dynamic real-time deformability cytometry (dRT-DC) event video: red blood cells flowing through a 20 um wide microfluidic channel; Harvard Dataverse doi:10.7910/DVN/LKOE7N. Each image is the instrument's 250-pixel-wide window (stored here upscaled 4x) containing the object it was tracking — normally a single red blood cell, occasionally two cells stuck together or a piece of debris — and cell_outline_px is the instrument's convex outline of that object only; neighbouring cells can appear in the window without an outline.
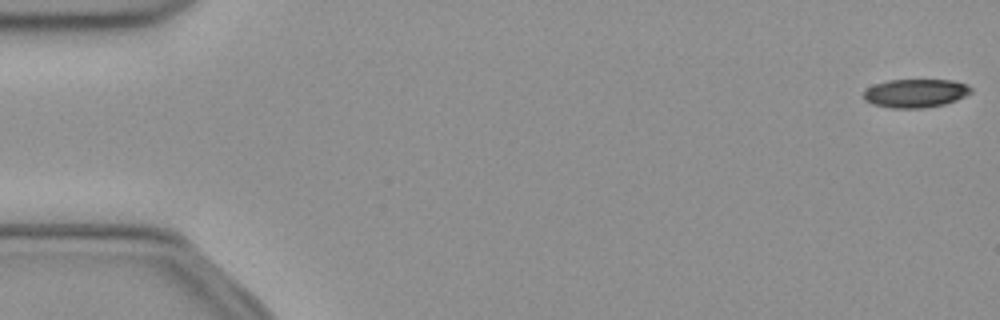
{"species": "common noctule bat (a hibernating species)", "species_latin": "Nyctalus noctula", "temperature_condition": "cold", "stored_images_in_passage": 52, "camera_frame_rate_fps": 3000, "um_per_image_px": 0.085, "animal": {"sex": "female", "body_mass_g": 21.9}, "frame": {"image": 1, "passage_image": 1, "time_ms": 0.0, "image_size_px": [1000, 320], "cell_outline_px": [[972, 92], [956, 100], [944, 104], [924, 108], [892, 108], [872, 104], [864, 100], [864, 92], [868, 88], [876, 84], [888, 80], [952, 80], [968, 84], [972, 88]], "centroid_in_image_um": [77.84, 7.92], "position_along_channel_um": 7.2, "area_um2": 17.8}}
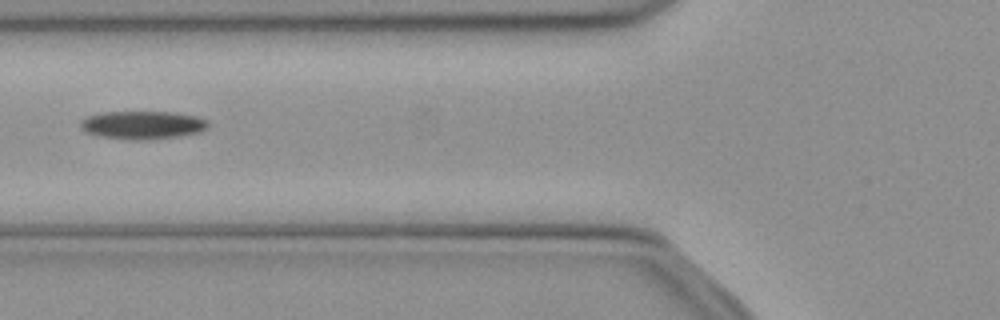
{"frame": {"image": 2, "passage_image": 20, "time_ms": 6.333, "image_size_px": [1000, 320], "cell_outline_px": [[208, 128], [200, 132], [180, 136], [148, 140], [124, 140], [96, 136], [84, 132], [80, 128], [80, 120], [88, 116], [104, 112], [172, 112], [196, 116], [208, 120]], "centroid_in_image_um": [12.09, 10.64], "position_along_channel_um": 113.7, "area_um2": 21.33}}
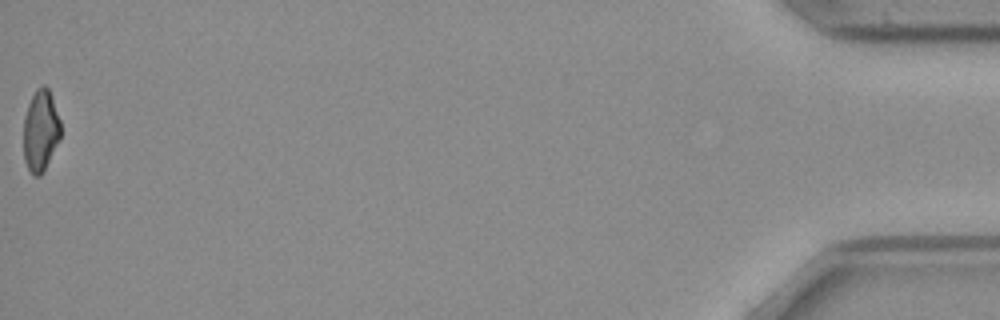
{"frame": {"image": 3, "passage_image": 52, "time_ms": 17.0, "image_size_px": [1000, 320], "cell_outline_px": [[60, 140], [44, 172], [40, 176], [32, 176], [24, 160], [24, 116], [28, 104], [36, 88], [44, 84], [48, 88], [52, 96], [60, 120]], "centroid_in_image_um": [3.46, 11.12], "position_along_channel_um": 431.7, "area_um2": 17.86}, "authors_computed_cell_mechanics": {"area_um2": 19.5653, "velocity_mm_per_s": 3.9644, "shape_relaxation_time_tau1_ms": 8.5513, "shape_relaxation_time_tau2_ms": null, "deformation_change_tau1": 0.194, "deformation_change_tau2": null}}